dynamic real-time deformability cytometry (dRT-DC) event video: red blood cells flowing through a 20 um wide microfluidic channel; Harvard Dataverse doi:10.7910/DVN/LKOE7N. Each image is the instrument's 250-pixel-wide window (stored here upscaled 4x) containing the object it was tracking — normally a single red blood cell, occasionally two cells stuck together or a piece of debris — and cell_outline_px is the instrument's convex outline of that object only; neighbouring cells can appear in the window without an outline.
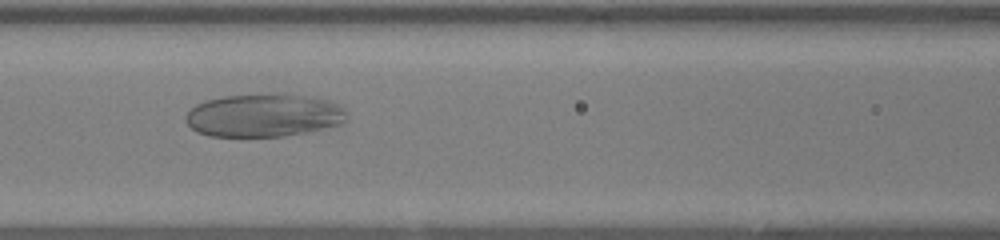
{"species": "human", "species_latin": "Homo sapiens", "temperature_condition": "warm", "stored_images_in_passage": 47, "camera_frame_rate_fps": 3000, "um_per_image_px": 0.085, "donor": {"sex": "female"}, "frame": {"image": 1, "passage_image": 19, "time_ms": 6.0, "image_size_px": [1000, 240], "cell_outline_px": [[344, 120], [336, 124], [320, 128], [284, 136], [208, 136], [196, 132], [184, 120], [184, 116], [196, 104], [208, 100], [224, 96], [304, 96], [332, 104], [340, 108], [344, 112]], "centroid_in_image_um": [22.24, 9.85], "position_along_channel_um": 144.4, "area_um2": 38.44}}
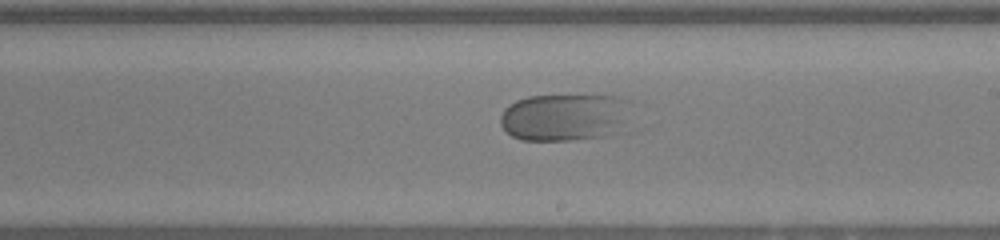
{"frame": {"image": 2, "passage_image": 26, "time_ms": 8.333, "image_size_px": [1000, 240], "cell_outline_px": [[632, 132], [608, 136], [568, 140], [520, 140], [512, 136], [500, 124], [500, 116], [504, 108], [516, 100], [528, 96], [620, 96], [628, 100]], "centroid_in_image_um": [48.15, 9.99], "position_along_channel_um": 240.8, "area_um2": 37.34}}
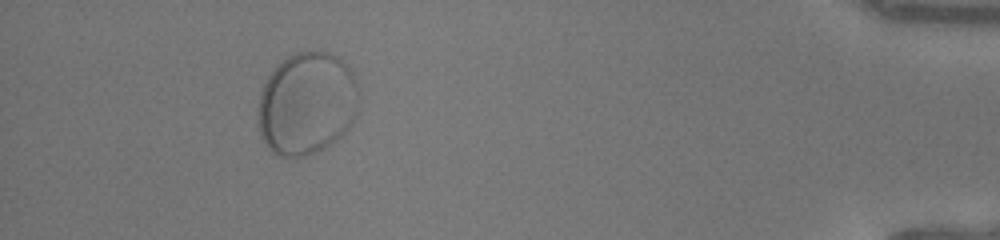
{"frame": {"image": 3, "passage_image": 43, "time_ms": 14.0, "image_size_px": [1000, 240], "cell_outline_px": [[356, 84], [352, 120], [344, 132], [336, 140], [324, 148], [316, 152], [304, 156], [280, 156], [272, 152], [268, 148], [260, 132], [260, 92], [268, 76], [276, 64], [288, 56], [296, 52], [320, 48], [340, 56], [348, 64], [356, 80]], "centroid_in_image_um": [26.06, 8.73], "position_along_channel_um": 409.1, "area_um2": 59.94}}